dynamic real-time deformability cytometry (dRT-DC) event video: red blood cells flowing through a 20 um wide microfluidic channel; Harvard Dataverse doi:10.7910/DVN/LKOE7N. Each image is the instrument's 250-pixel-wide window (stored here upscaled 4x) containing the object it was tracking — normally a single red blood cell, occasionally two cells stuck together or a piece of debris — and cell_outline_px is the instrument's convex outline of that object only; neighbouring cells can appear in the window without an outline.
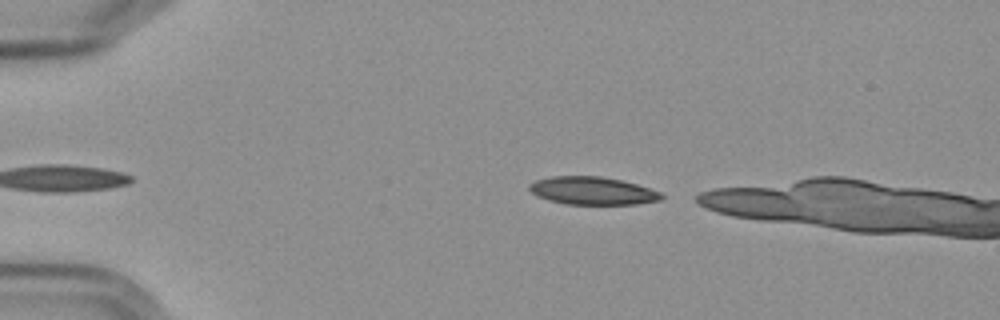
{"species": "Egyptian fruit bat (a non-hibernating species)", "species_latin": "Rousettus aegyptiacus", "temperature_condition": "cold", "stored_images_in_passage": 5, "camera_frame_rate_fps": 3000, "um_per_image_px": 0.085, "frame": {"image": 1, "passage_image": 5, "time_ms": 5.667, "image_size_px": [1000, 320], "cell_outline_px": [[664, 196], [660, 200], [636, 204], [568, 204], [548, 200], [536, 196], [528, 188], [528, 184], [536, 180], [552, 176], [600, 176], [620, 180], [636, 184], [660, 192]], "centroid_in_image_um": [50.33, 16.21], "position_along_channel_um": 34.7, "area_um2": 21.33}}